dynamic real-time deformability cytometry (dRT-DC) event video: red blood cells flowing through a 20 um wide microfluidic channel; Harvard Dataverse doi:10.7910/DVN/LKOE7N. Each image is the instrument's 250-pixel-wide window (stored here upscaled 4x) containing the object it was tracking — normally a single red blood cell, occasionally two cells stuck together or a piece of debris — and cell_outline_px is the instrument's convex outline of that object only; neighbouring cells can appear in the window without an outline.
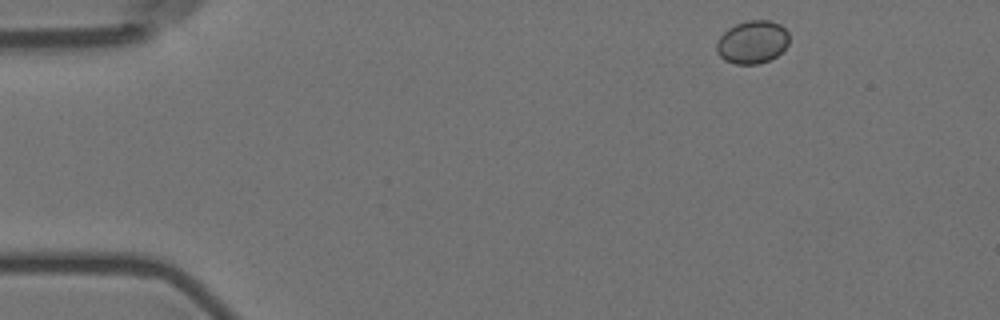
{"species": "Egyptian fruit bat (a non-hibernating species)", "species_latin": "Rousettus aegyptiacus", "temperature_condition": "room temperature", "stored_images_in_passage": 4, "camera_frame_rate_fps": 3000, "um_per_image_px": 0.085, "animal": {"sex": "female"}, "frame": {"image": 1, "passage_image": 1, "time_ms": 0.0, "image_size_px": [1000, 320], "cell_outline_px": [[788, 44], [776, 56], [768, 60], [756, 64], [736, 64], [724, 60], [716, 52], [716, 44], [720, 36], [728, 28], [736, 24], [748, 20], [768, 20], [780, 24], [788, 32]], "centroid_in_image_um": [63.93, 3.57], "position_along_channel_um": 21.1, "area_um2": 18.09}}
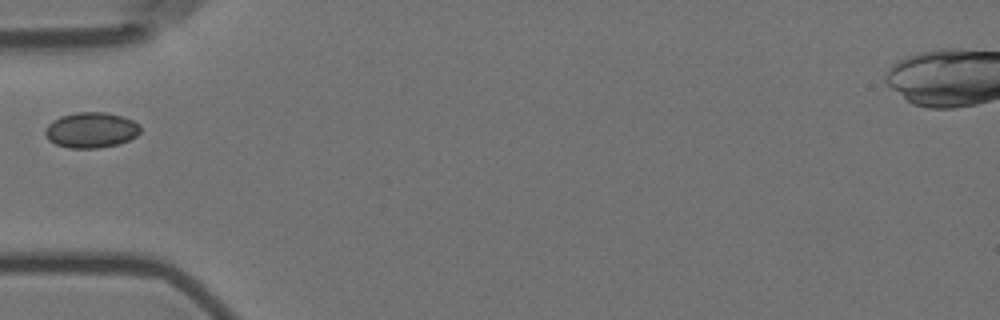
{"frame": {"image": 2, "passage_image": 4, "time_ms": 1.0, "image_size_px": [1000, 320], "cell_outline_px": [[140, 132], [136, 136], [128, 140], [116, 144], [100, 148], [68, 148], [56, 144], [48, 140], [44, 132], [44, 128], [52, 120], [60, 116], [76, 112], [104, 112], [120, 116], [132, 120], [140, 124]], "centroid_in_image_um": [7.71, 11.05], "position_along_channel_um": 77.3, "area_um2": 19.77}}